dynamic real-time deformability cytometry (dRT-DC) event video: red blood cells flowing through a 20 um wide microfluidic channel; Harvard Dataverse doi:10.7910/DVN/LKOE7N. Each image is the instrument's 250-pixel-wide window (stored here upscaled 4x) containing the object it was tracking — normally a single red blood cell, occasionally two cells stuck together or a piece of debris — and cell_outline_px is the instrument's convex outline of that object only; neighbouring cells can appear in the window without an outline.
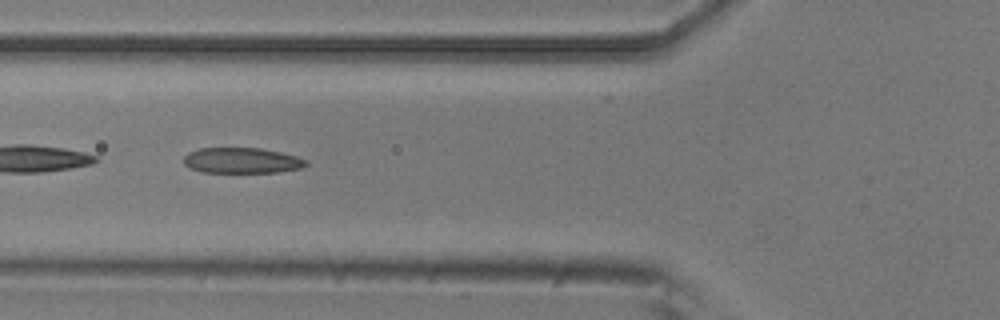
{"species": "common noctule bat (a hibernating species)", "species_latin": "Nyctalus noctula", "temperature_condition": "room temperature", "stored_images_in_passage": 8, "camera_frame_rate_fps": 3000, "um_per_image_px": 0.085, "animal": {"sex": "male", "body_mass_g": 20.5, "forearm_length_mm": 52.5}, "frame": {"image": 1, "passage_image": 5, "time_ms": 1.333, "image_size_px": [1000, 320], "cell_outline_px": [[308, 164], [300, 168], [276, 172], [204, 172], [192, 168], [184, 164], [184, 156], [188, 152], [200, 148], [260, 148], [280, 152], [296, 156], [308, 160]], "centroid_in_image_um": [20.56, 13.63], "position_along_channel_um": 105.2, "area_um2": 18.09}}
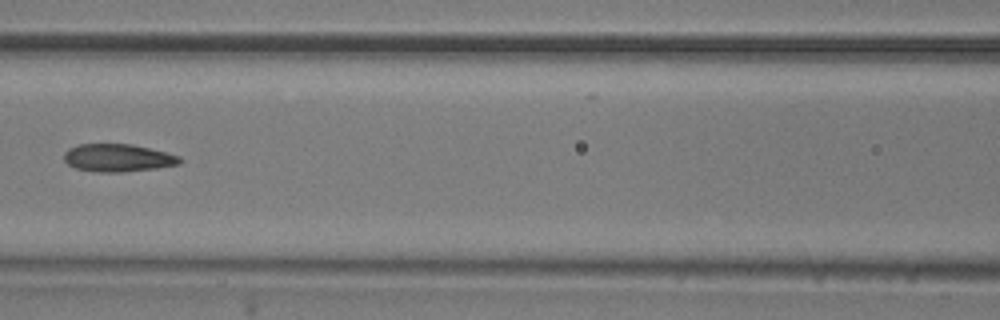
{"frame": {"image": 2, "passage_image": 6, "time_ms": 1.667, "image_size_px": [1000, 320], "cell_outline_px": [[184, 160], [180, 164], [156, 168], [124, 172], [100, 172], [76, 168], [68, 164], [64, 160], [64, 152], [68, 148], [80, 144], [132, 144], [180, 156]], "centroid_in_image_um": [10.03, 13.42], "position_along_channel_um": 156.6, "area_um2": 18.67}}
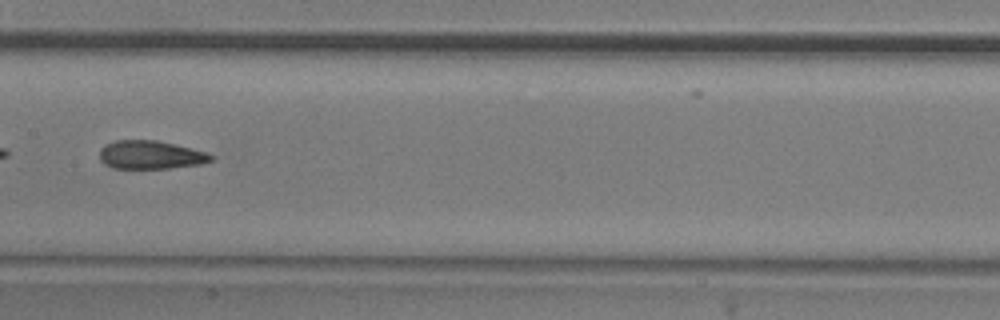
{"frame": {"image": 3, "passage_image": 7, "time_ms": 2.0, "image_size_px": [1000, 320], "cell_outline_px": [[216, 156], [212, 160], [200, 164], [168, 168], [112, 168], [104, 164], [100, 160], [100, 148], [104, 144], [116, 140], [156, 140], [204, 152]], "centroid_in_image_um": [12.74, 13.16], "position_along_channel_um": 194.7, "area_um2": 18.26}}